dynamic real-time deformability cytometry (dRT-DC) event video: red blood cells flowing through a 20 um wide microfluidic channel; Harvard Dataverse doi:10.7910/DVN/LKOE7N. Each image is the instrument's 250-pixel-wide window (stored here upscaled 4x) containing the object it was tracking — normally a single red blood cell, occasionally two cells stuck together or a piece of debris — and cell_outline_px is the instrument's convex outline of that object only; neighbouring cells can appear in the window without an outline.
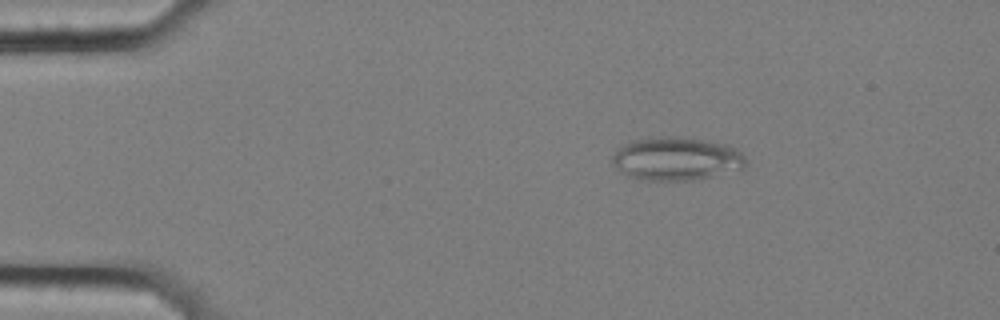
{"species": "common noctule bat (a hibernating species)", "species_latin": "Nyctalus noctula", "temperature_condition": "cold", "stored_images_in_passage": 58, "camera_frame_rate_fps": 3000, "um_per_image_px": 0.085, "animal": {"sex": "female", "body_mass_g": 25.1}, "frame": {"image": 1, "passage_image": 10, "time_ms": 3.0, "image_size_px": [1000, 320], "cell_outline_px": [[744, 168], [712, 176], [692, 180], [640, 180], [628, 176], [616, 168], [612, 160], [612, 156], [624, 144], [632, 140], [660, 136], [676, 136], [724, 144], [736, 148], [744, 156]], "centroid_in_image_um": [57.46, 13.5], "position_along_channel_um": 27.5, "area_um2": 33.35}}
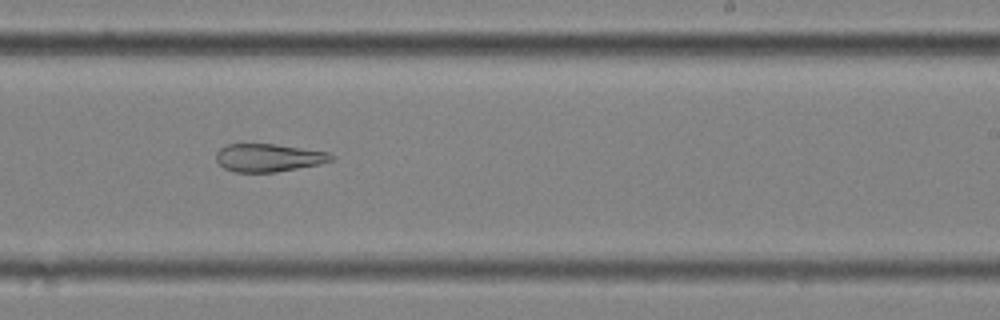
{"frame": {"image": 2, "passage_image": 36, "time_ms": 11.667, "image_size_px": [1000, 320], "cell_outline_px": [[336, 156], [332, 160], [320, 164], [276, 172], [236, 172], [224, 168], [216, 160], [216, 152], [220, 148], [228, 144], [276, 144], [328, 152]], "centroid_in_image_um": [22.83, 13.4], "position_along_channel_um": 266.2, "area_um2": 18.73}}
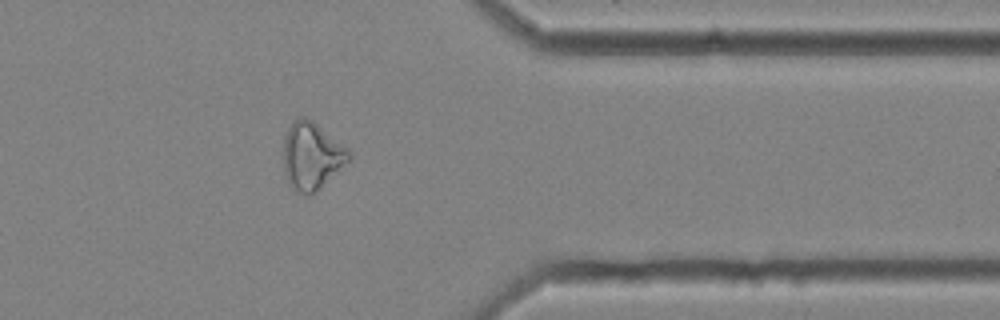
{"frame": {"image": 3, "passage_image": 47, "time_ms": 15.333, "image_size_px": [1000, 320], "cell_outline_px": [[352, 156], [320, 188], [308, 196], [300, 192], [288, 184], [284, 172], [284, 136], [288, 128], [300, 116], [304, 116], [312, 120], [348, 148], [352, 152]], "centroid_in_image_um": [26.48, 13.24], "position_along_channel_um": 384.9, "area_um2": 25.32}, "authors_computed_cell_mechanics": {"area_um2": 26.6747, "velocity_mm_per_s": 3.5201, "shape_relaxation_time_tau1_ms": null, "shape_relaxation_time_tau2_ms": 3.7554, "deformation_change_tau1": null, "deformation_change_tau2": 0.1339}}